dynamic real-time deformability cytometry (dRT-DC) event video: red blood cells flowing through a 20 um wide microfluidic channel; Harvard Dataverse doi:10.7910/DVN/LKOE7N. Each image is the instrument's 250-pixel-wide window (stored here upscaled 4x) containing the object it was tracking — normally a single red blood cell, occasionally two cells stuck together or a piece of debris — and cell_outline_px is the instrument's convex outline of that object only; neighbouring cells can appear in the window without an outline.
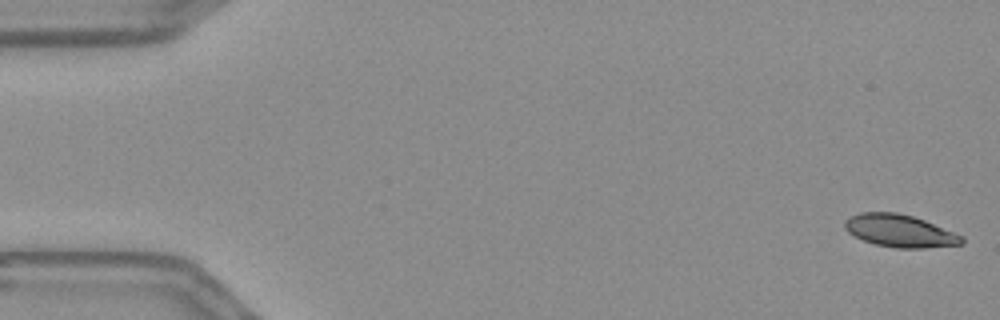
{"species": "Egyptian fruit bat (a non-hibernating species)", "species_latin": "Rousettus aegyptiacus", "temperature_condition": "warm", "stored_images_in_passage": 55, "camera_frame_rate_fps": 3000, "um_per_image_px": 0.085, "frame": {"image": 1, "passage_image": 1, "time_ms": 0.0, "image_size_px": [1000, 320], "cell_outline_px": [[964, 244], [924, 248], [896, 248], [876, 244], [864, 240], [848, 232], [844, 228], [844, 220], [848, 216], [860, 212], [896, 212], [912, 216], [924, 220], [964, 236]], "centroid_in_image_um": [76.48, 19.62], "position_along_channel_um": 8.5, "area_um2": 22.2}}
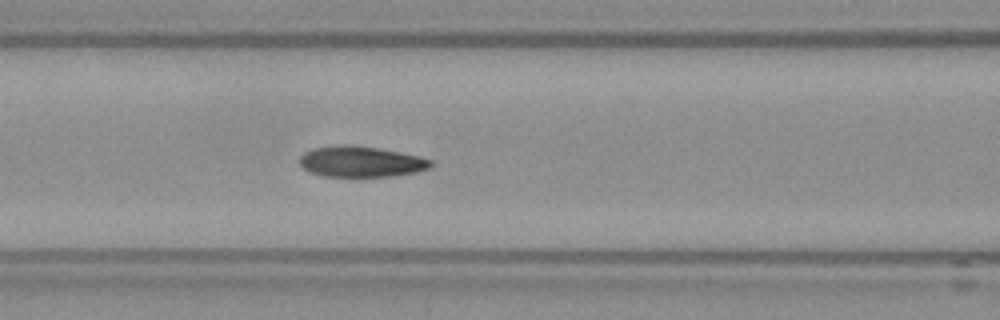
{"frame": {"image": 2, "passage_image": 23, "time_ms": 7.333, "image_size_px": [1000, 320], "cell_outline_px": [[436, 164], [432, 168], [416, 172], [388, 176], [324, 176], [308, 172], [300, 164], [300, 156], [304, 152], [312, 148], [336, 144], [352, 144], [380, 148], [420, 156], [432, 160]], "centroid_in_image_um": [30.7, 13.72], "position_along_channel_um": 135.9, "area_um2": 23.93}}
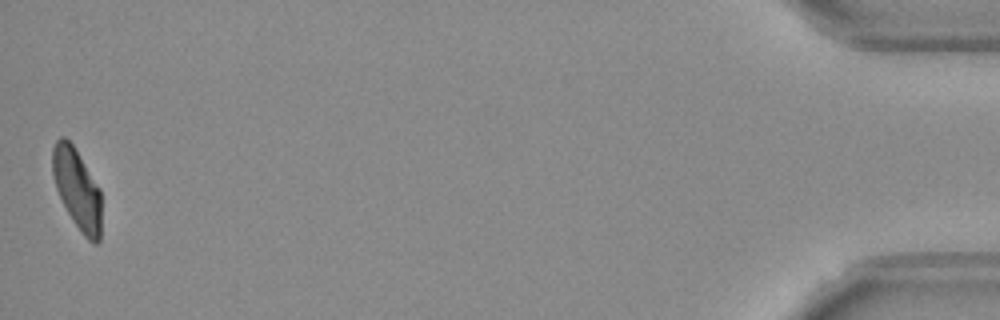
{"frame": {"image": 3, "passage_image": 55, "time_ms": 18.0, "image_size_px": [1000, 320], "cell_outline_px": [[100, 240], [96, 244], [88, 240], [84, 236], [68, 212], [56, 188], [52, 172], [52, 148], [56, 140], [60, 136], [64, 136], [72, 144], [100, 188]], "centroid_in_image_um": [6.54, 16.03], "position_along_channel_um": 428.7, "area_um2": 22.54}, "authors_computed_cell_mechanics": {"area_um2": 23.5246, "velocity_mm_per_s": 3.6447, "shape_relaxation_time_tau1_ms": 3.8233, "shape_relaxation_time_tau2_ms": 1.6567, "deformation_change_tau1": 0.1576, "deformation_change_tau2": 0.0773}}